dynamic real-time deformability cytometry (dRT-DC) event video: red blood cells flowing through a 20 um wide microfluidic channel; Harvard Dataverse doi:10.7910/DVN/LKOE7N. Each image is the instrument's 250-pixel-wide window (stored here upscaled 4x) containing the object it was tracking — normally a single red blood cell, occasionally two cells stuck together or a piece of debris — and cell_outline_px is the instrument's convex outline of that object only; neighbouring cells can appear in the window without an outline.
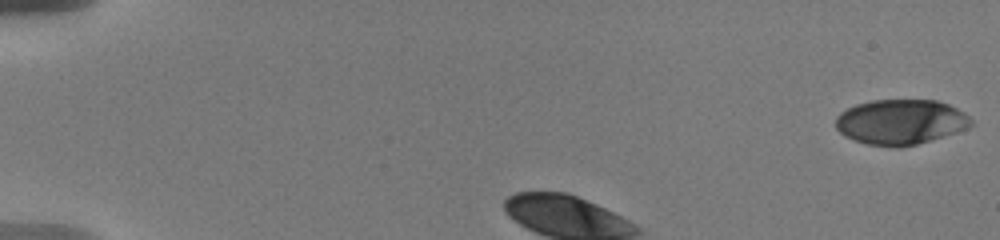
{"species": "human", "species_latin": "Homo sapiens", "temperature_condition": "warm", "stored_images_in_passage": 57, "camera_frame_rate_fps": 3000, "um_per_image_px": 0.085, "donor": {"sex": "male"}, "frame": {"image": 1, "passage_image": 1, "time_ms": 0.0, "image_size_px": [1000, 240], "cell_outline_px": [[972, 124], [968, 128], [956, 132], [916, 144], [896, 148], [868, 144], [844, 136], [836, 128], [836, 116], [840, 112], [856, 104], [872, 100], [936, 100], [948, 104], [964, 112], [972, 120]], "centroid_in_image_um": [76.54, 10.36], "position_along_channel_um": 8.5, "area_um2": 35.49}}
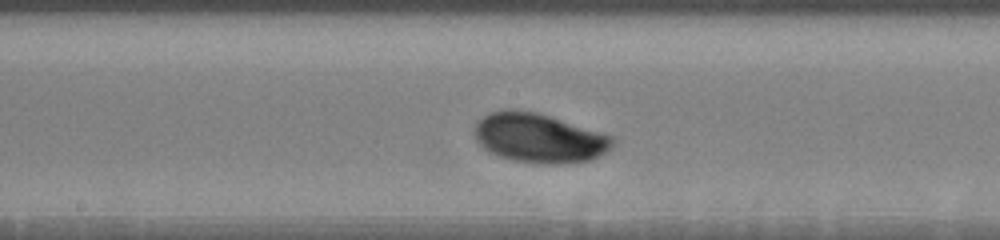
{"frame": {"image": 2, "passage_image": 28, "time_ms": 6.333, "image_size_px": [1000, 240], "cell_outline_px": [[616, 144], [612, 148], [588, 160], [564, 164], [540, 164], [512, 160], [500, 156], [484, 148], [476, 140], [476, 124], [488, 112], [504, 108], [512, 108], [536, 112], [600, 132], [612, 136]], "centroid_in_image_um": [45.81, 11.72], "position_along_channel_um": 202.4, "area_um2": 39.48}}
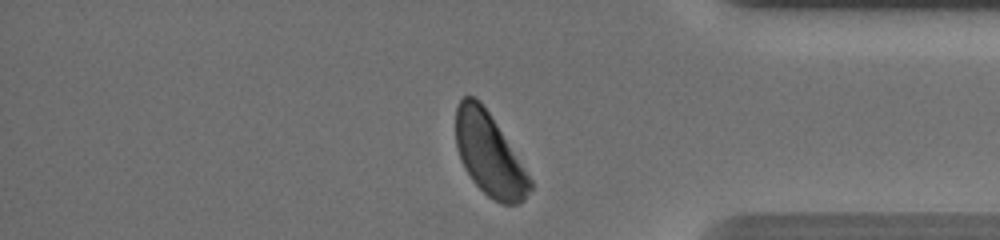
{"frame": {"image": 3, "passage_image": 56, "time_ms": 12.0, "image_size_px": [1000, 240], "cell_outline_px": [[532, 188], [524, 200], [516, 204], [504, 204], [488, 196], [472, 180], [460, 156], [456, 144], [456, 108], [460, 100], [464, 96], [476, 96], [480, 100], [496, 124], [532, 180]], "centroid_in_image_um": [41.59, 13.12], "position_along_channel_um": 393.6, "area_um2": 34.85}, "authors_computed_cell_mechanics": {"area_um2": 37.3966, "velocity_mm_per_s": 3.5943, "shape_relaxation_time_tau1_ms": 1.9765, "shape_relaxation_time_tau2_ms": null, "deformation_change_tau1": 0.1028, "deformation_change_tau2": null}}